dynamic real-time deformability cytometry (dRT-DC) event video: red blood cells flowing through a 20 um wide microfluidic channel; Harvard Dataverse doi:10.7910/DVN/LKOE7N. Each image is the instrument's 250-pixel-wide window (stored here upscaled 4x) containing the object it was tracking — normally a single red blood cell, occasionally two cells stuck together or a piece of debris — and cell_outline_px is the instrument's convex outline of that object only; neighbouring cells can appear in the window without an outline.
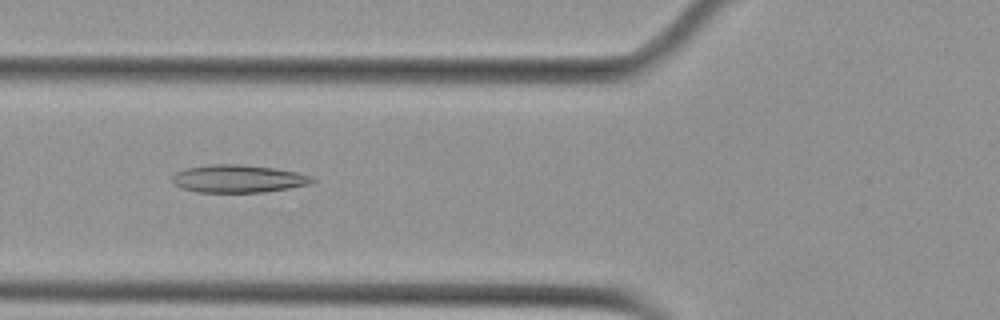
{"species": "Egyptian fruit bat (a non-hibernating species)", "species_latin": "Rousettus aegyptiacus", "temperature_condition": "cold", "stored_images_in_passage": 7, "camera_frame_rate_fps": 3000, "um_per_image_px": 0.085, "animal": {"sex": "female"}, "frame": {"image": 1, "passage_image": 5, "time_ms": 5.0, "image_size_px": [1000, 320], "cell_outline_px": [[316, 180], [312, 184], [264, 192], [196, 192], [180, 188], [172, 180], [172, 176], [176, 172], [184, 168], [208, 164], [240, 164], [276, 168], [296, 172], [312, 176]], "centroid_in_image_um": [20.25, 15.18], "position_along_channel_um": 105.6, "area_um2": 22.83}}
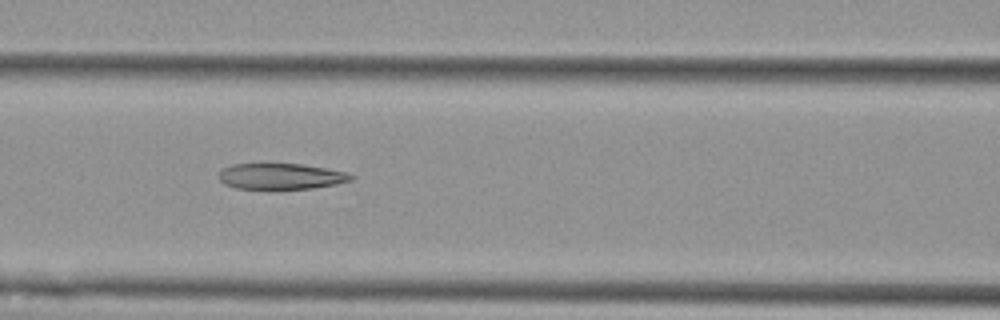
{"frame": {"image": 2, "passage_image": 6, "time_ms": 6.0, "image_size_px": [1000, 320], "cell_outline_px": [[356, 176], [352, 180], [336, 184], [312, 188], [236, 188], [224, 184], [220, 180], [220, 172], [224, 168], [232, 164], [264, 160], [304, 164], [344, 172]], "centroid_in_image_um": [23.83, 14.92], "position_along_channel_um": 142.8, "area_um2": 20.63}}
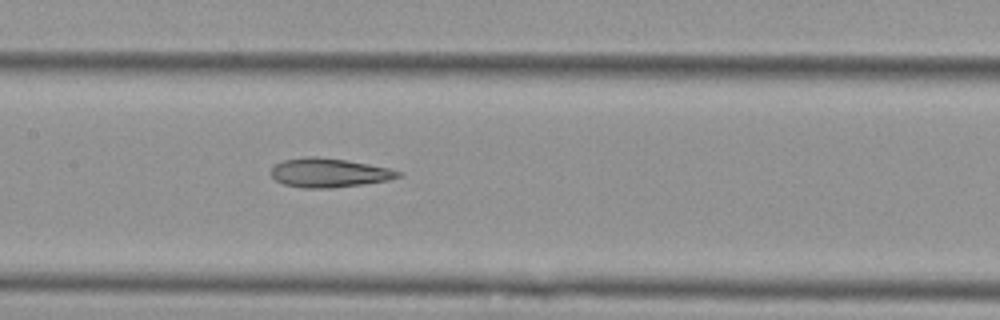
{"frame": {"image": 3, "passage_image": 7, "time_ms": 7.0, "image_size_px": [1000, 320], "cell_outline_px": [[404, 176], [388, 180], [360, 184], [328, 188], [304, 188], [284, 184], [276, 180], [272, 176], [272, 168], [276, 164], [284, 160], [304, 156], [316, 156], [344, 160], [368, 164], [388, 168], [404, 172]], "centroid_in_image_um": [27.99, 14.68], "position_along_channel_um": 179.4, "area_um2": 21.33}}